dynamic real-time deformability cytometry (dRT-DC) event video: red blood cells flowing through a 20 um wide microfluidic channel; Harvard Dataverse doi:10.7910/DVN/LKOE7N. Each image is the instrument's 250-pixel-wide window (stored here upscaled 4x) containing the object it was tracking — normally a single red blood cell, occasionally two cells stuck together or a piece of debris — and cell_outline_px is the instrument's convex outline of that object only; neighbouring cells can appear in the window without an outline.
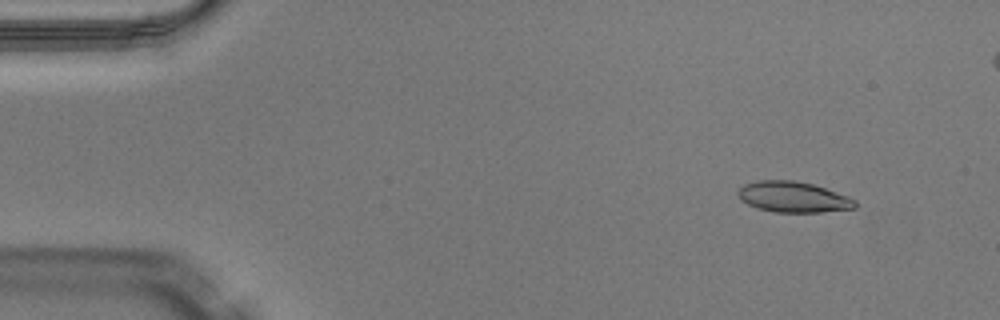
{"species": "Egyptian fruit bat (a non-hibernating species)", "species_latin": "Rousettus aegyptiacus", "temperature_condition": "warm", "stored_images_in_passage": 48, "camera_frame_rate_fps": 3000, "um_per_image_px": 0.085, "animal": {"sex": "male"}, "frame": {"image": 1, "passage_image": 3, "time_ms": 0.667, "image_size_px": [1000, 320], "cell_outline_px": [[856, 208], [820, 212], [776, 212], [756, 208], [740, 200], [736, 196], [736, 192], [744, 184], [756, 180], [792, 180], [812, 184], [848, 196], [856, 200]], "centroid_in_image_um": [67.37, 16.74], "position_along_channel_um": 17.6, "area_um2": 21.04}}
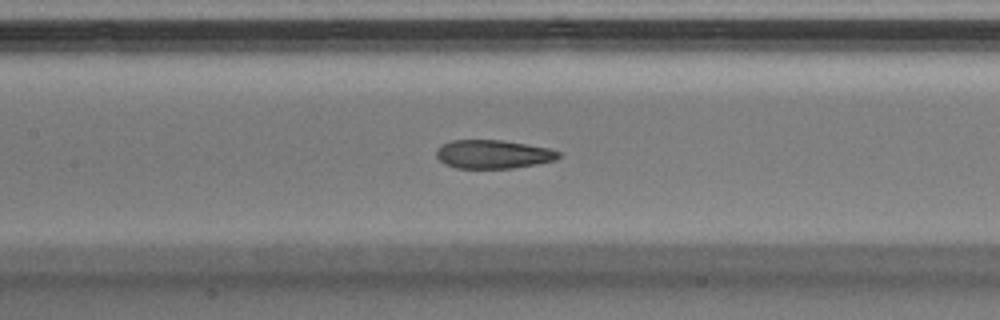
{"frame": {"image": 2, "passage_image": 21, "time_ms": 6.667, "image_size_px": [1000, 320], "cell_outline_px": [[560, 156], [556, 160], [536, 164], [512, 168], [456, 168], [444, 164], [436, 156], [436, 148], [440, 144], [452, 140], [504, 140], [548, 148], [560, 152]], "centroid_in_image_um": [41.88, 13.1], "position_along_channel_um": 165.5, "area_um2": 20.46}}
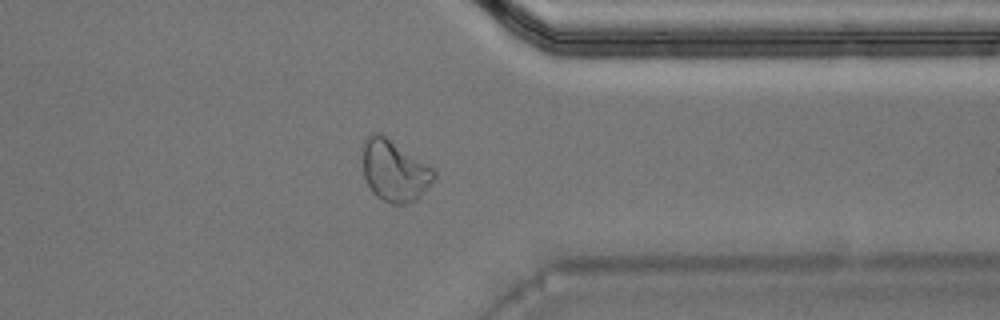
{"frame": {"image": 3, "passage_image": 37, "time_ms": 12.0, "image_size_px": [1000, 320], "cell_outline_px": [[436, 176], [420, 196], [416, 200], [404, 204], [392, 204], [376, 196], [372, 192], [364, 176], [364, 140], [372, 132], [376, 132], [384, 136], [432, 168], [436, 172]], "centroid_in_image_um": [33.52, 14.54], "position_along_channel_um": 377.9, "area_um2": 24.74}, "authors_computed_cell_mechanics": {"area_um2": 21.3571, "velocity_mm_per_s": 4.0914, "shape_relaxation_time_tau1_ms": null, "shape_relaxation_time_tau2_ms": 1.9124, "deformation_change_tau1": null, "deformation_change_tau2": 0.0806}}